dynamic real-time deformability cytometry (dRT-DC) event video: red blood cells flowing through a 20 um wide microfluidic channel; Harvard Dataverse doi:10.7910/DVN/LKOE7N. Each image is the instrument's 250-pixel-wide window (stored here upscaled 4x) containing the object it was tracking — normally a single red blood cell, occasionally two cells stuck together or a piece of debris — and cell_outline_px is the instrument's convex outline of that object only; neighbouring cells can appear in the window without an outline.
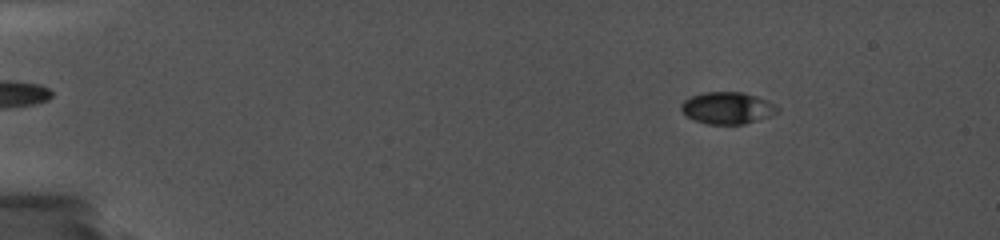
{"species": "common noctule bat (a hibernating species)", "species_latin": "Nyctalus noctula", "temperature_condition": "cold", "stored_images_in_passage": 16, "camera_frame_rate_fps": 5000, "um_per_image_px": 0.085, "animal": {"sex": "female", "body_mass_g": 19.0, "forearm_length_mm": 56.7}, "frame": {"image": 1, "passage_image": 5, "time_ms": 2.8, "image_size_px": [1000, 240], "cell_outline_px": [[780, 112], [772, 116], [744, 124], [708, 124], [696, 120], [688, 116], [680, 108], [680, 104], [684, 100], [692, 96], [704, 92], [744, 92], [768, 100], [776, 104], [780, 108]], "centroid_in_image_um": [61.9, 9.17], "position_along_channel_um": 23.1, "area_um2": 18.03}}
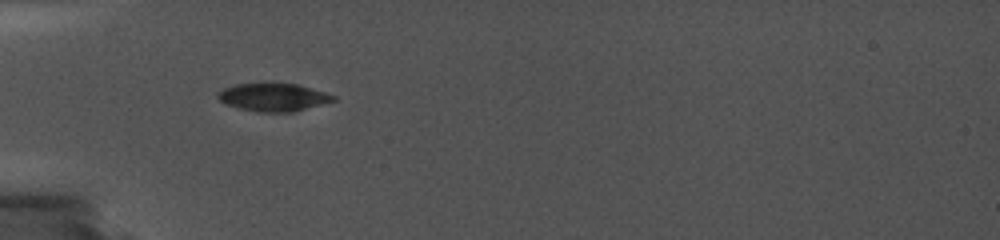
{"frame": {"image": 2, "passage_image": 11, "time_ms": 6.6, "image_size_px": [1000, 240], "cell_outline_px": [[336, 100], [292, 112], [256, 112], [240, 108], [228, 104], [220, 100], [216, 96], [216, 92], [224, 88], [236, 84], [272, 80], [296, 84], [324, 92], [336, 96]], "centroid_in_image_um": [23.19, 8.22], "position_along_channel_um": 61.8, "area_um2": 19.31}}
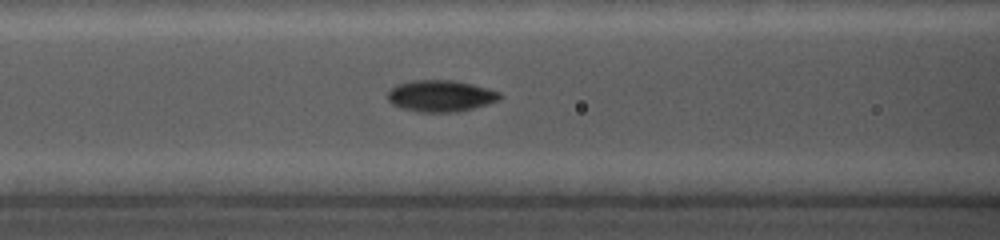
{"frame": {"image": 3, "passage_image": 14, "time_ms": 8.6, "image_size_px": [1000, 240], "cell_outline_px": [[500, 96], [496, 100], [488, 104], [456, 112], [416, 112], [392, 104], [388, 100], [388, 92], [396, 84], [412, 80], [452, 80], [472, 84], [488, 88], [500, 92]], "centroid_in_image_um": [37.43, 8.15], "position_along_channel_um": 129.2, "area_um2": 20.46}}